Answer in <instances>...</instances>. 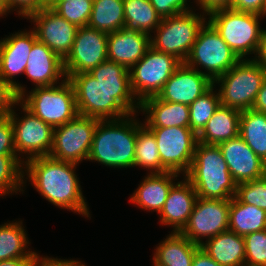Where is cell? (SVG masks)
<instances>
[{
	"label": "cell",
	"mask_w": 266,
	"mask_h": 266,
	"mask_svg": "<svg viewBox=\"0 0 266 266\" xmlns=\"http://www.w3.org/2000/svg\"><path fill=\"white\" fill-rule=\"evenodd\" d=\"M24 160L17 155H0V196L23 191L24 171L22 167Z\"/></svg>",
	"instance_id": "35"
},
{
	"label": "cell",
	"mask_w": 266,
	"mask_h": 266,
	"mask_svg": "<svg viewBox=\"0 0 266 266\" xmlns=\"http://www.w3.org/2000/svg\"><path fill=\"white\" fill-rule=\"evenodd\" d=\"M22 221L0 225V261L15 258H35L37 253L25 250L28 242Z\"/></svg>",
	"instance_id": "32"
},
{
	"label": "cell",
	"mask_w": 266,
	"mask_h": 266,
	"mask_svg": "<svg viewBox=\"0 0 266 266\" xmlns=\"http://www.w3.org/2000/svg\"><path fill=\"white\" fill-rule=\"evenodd\" d=\"M50 1H72V0H50Z\"/></svg>",
	"instance_id": "51"
},
{
	"label": "cell",
	"mask_w": 266,
	"mask_h": 266,
	"mask_svg": "<svg viewBox=\"0 0 266 266\" xmlns=\"http://www.w3.org/2000/svg\"><path fill=\"white\" fill-rule=\"evenodd\" d=\"M19 103L23 112H25L24 117L17 118L16 116L18 115L14 109L7 114L12 121L14 147L17 157H19L18 155L21 152L22 154L27 153L30 155L26 161L35 157L49 156L53 146L54 128L35 116L20 101Z\"/></svg>",
	"instance_id": "13"
},
{
	"label": "cell",
	"mask_w": 266,
	"mask_h": 266,
	"mask_svg": "<svg viewBox=\"0 0 266 266\" xmlns=\"http://www.w3.org/2000/svg\"><path fill=\"white\" fill-rule=\"evenodd\" d=\"M185 177L199 198L230 200L236 194L237 184L218 145L197 142L190 170Z\"/></svg>",
	"instance_id": "4"
},
{
	"label": "cell",
	"mask_w": 266,
	"mask_h": 266,
	"mask_svg": "<svg viewBox=\"0 0 266 266\" xmlns=\"http://www.w3.org/2000/svg\"><path fill=\"white\" fill-rule=\"evenodd\" d=\"M108 33L89 26L78 28L72 49L63 60L66 78L78 73H88L108 60Z\"/></svg>",
	"instance_id": "15"
},
{
	"label": "cell",
	"mask_w": 266,
	"mask_h": 266,
	"mask_svg": "<svg viewBox=\"0 0 266 266\" xmlns=\"http://www.w3.org/2000/svg\"><path fill=\"white\" fill-rule=\"evenodd\" d=\"M8 10H17L18 15L27 18L31 13L47 7L45 0H4Z\"/></svg>",
	"instance_id": "41"
},
{
	"label": "cell",
	"mask_w": 266,
	"mask_h": 266,
	"mask_svg": "<svg viewBox=\"0 0 266 266\" xmlns=\"http://www.w3.org/2000/svg\"><path fill=\"white\" fill-rule=\"evenodd\" d=\"M252 109L266 113V78L262 83L261 89L257 93Z\"/></svg>",
	"instance_id": "48"
},
{
	"label": "cell",
	"mask_w": 266,
	"mask_h": 266,
	"mask_svg": "<svg viewBox=\"0 0 266 266\" xmlns=\"http://www.w3.org/2000/svg\"><path fill=\"white\" fill-rule=\"evenodd\" d=\"M196 2L200 4L203 14L209 15L214 11L230 8L232 0H196Z\"/></svg>",
	"instance_id": "45"
},
{
	"label": "cell",
	"mask_w": 266,
	"mask_h": 266,
	"mask_svg": "<svg viewBox=\"0 0 266 266\" xmlns=\"http://www.w3.org/2000/svg\"><path fill=\"white\" fill-rule=\"evenodd\" d=\"M252 59H254L258 64H260L266 70V30L264 29L261 33L258 51L256 53L255 58Z\"/></svg>",
	"instance_id": "47"
},
{
	"label": "cell",
	"mask_w": 266,
	"mask_h": 266,
	"mask_svg": "<svg viewBox=\"0 0 266 266\" xmlns=\"http://www.w3.org/2000/svg\"><path fill=\"white\" fill-rule=\"evenodd\" d=\"M192 266H221L201 248L195 253Z\"/></svg>",
	"instance_id": "46"
},
{
	"label": "cell",
	"mask_w": 266,
	"mask_h": 266,
	"mask_svg": "<svg viewBox=\"0 0 266 266\" xmlns=\"http://www.w3.org/2000/svg\"><path fill=\"white\" fill-rule=\"evenodd\" d=\"M151 35L139 31H128L125 28L108 34V60L125 66L130 70L140 61L150 44Z\"/></svg>",
	"instance_id": "20"
},
{
	"label": "cell",
	"mask_w": 266,
	"mask_h": 266,
	"mask_svg": "<svg viewBox=\"0 0 266 266\" xmlns=\"http://www.w3.org/2000/svg\"><path fill=\"white\" fill-rule=\"evenodd\" d=\"M235 197L244 204H249L266 211V175L262 178L237 185Z\"/></svg>",
	"instance_id": "37"
},
{
	"label": "cell",
	"mask_w": 266,
	"mask_h": 266,
	"mask_svg": "<svg viewBox=\"0 0 266 266\" xmlns=\"http://www.w3.org/2000/svg\"><path fill=\"white\" fill-rule=\"evenodd\" d=\"M205 242L201 244V249L221 266L245 265V240L243 236L227 230Z\"/></svg>",
	"instance_id": "25"
},
{
	"label": "cell",
	"mask_w": 266,
	"mask_h": 266,
	"mask_svg": "<svg viewBox=\"0 0 266 266\" xmlns=\"http://www.w3.org/2000/svg\"><path fill=\"white\" fill-rule=\"evenodd\" d=\"M37 254L32 266H86L82 264L81 261L78 260H62V259H55V258H48V257H40ZM42 258V259H41Z\"/></svg>",
	"instance_id": "44"
},
{
	"label": "cell",
	"mask_w": 266,
	"mask_h": 266,
	"mask_svg": "<svg viewBox=\"0 0 266 266\" xmlns=\"http://www.w3.org/2000/svg\"><path fill=\"white\" fill-rule=\"evenodd\" d=\"M265 78L266 70L254 59H242L213 83H221V105L243 111L253 107Z\"/></svg>",
	"instance_id": "5"
},
{
	"label": "cell",
	"mask_w": 266,
	"mask_h": 266,
	"mask_svg": "<svg viewBox=\"0 0 266 266\" xmlns=\"http://www.w3.org/2000/svg\"><path fill=\"white\" fill-rule=\"evenodd\" d=\"M260 17L257 14L227 8L210 13L208 22L242 60L252 53L256 56L263 31L260 29Z\"/></svg>",
	"instance_id": "6"
},
{
	"label": "cell",
	"mask_w": 266,
	"mask_h": 266,
	"mask_svg": "<svg viewBox=\"0 0 266 266\" xmlns=\"http://www.w3.org/2000/svg\"><path fill=\"white\" fill-rule=\"evenodd\" d=\"M266 229V211L240 202L235 196L230 199L228 230L240 236Z\"/></svg>",
	"instance_id": "28"
},
{
	"label": "cell",
	"mask_w": 266,
	"mask_h": 266,
	"mask_svg": "<svg viewBox=\"0 0 266 266\" xmlns=\"http://www.w3.org/2000/svg\"><path fill=\"white\" fill-rule=\"evenodd\" d=\"M213 84L205 93L199 96L190 106V128L198 135L221 105L219 93L213 92Z\"/></svg>",
	"instance_id": "34"
},
{
	"label": "cell",
	"mask_w": 266,
	"mask_h": 266,
	"mask_svg": "<svg viewBox=\"0 0 266 266\" xmlns=\"http://www.w3.org/2000/svg\"><path fill=\"white\" fill-rule=\"evenodd\" d=\"M7 12L9 13L10 11L6 7L4 0H0V16L6 15Z\"/></svg>",
	"instance_id": "50"
},
{
	"label": "cell",
	"mask_w": 266,
	"mask_h": 266,
	"mask_svg": "<svg viewBox=\"0 0 266 266\" xmlns=\"http://www.w3.org/2000/svg\"><path fill=\"white\" fill-rule=\"evenodd\" d=\"M131 116L98 121L88 160L111 168L134 167L137 121Z\"/></svg>",
	"instance_id": "3"
},
{
	"label": "cell",
	"mask_w": 266,
	"mask_h": 266,
	"mask_svg": "<svg viewBox=\"0 0 266 266\" xmlns=\"http://www.w3.org/2000/svg\"><path fill=\"white\" fill-rule=\"evenodd\" d=\"M76 163L50 156L24 161V169L36 190L52 204L89 217L88 205L75 174Z\"/></svg>",
	"instance_id": "2"
},
{
	"label": "cell",
	"mask_w": 266,
	"mask_h": 266,
	"mask_svg": "<svg viewBox=\"0 0 266 266\" xmlns=\"http://www.w3.org/2000/svg\"><path fill=\"white\" fill-rule=\"evenodd\" d=\"M161 18H168L173 15L191 11L187 0H149Z\"/></svg>",
	"instance_id": "40"
},
{
	"label": "cell",
	"mask_w": 266,
	"mask_h": 266,
	"mask_svg": "<svg viewBox=\"0 0 266 266\" xmlns=\"http://www.w3.org/2000/svg\"><path fill=\"white\" fill-rule=\"evenodd\" d=\"M56 86L35 87L18 100L35 116L53 128L64 125L78 115L72 84L63 78Z\"/></svg>",
	"instance_id": "7"
},
{
	"label": "cell",
	"mask_w": 266,
	"mask_h": 266,
	"mask_svg": "<svg viewBox=\"0 0 266 266\" xmlns=\"http://www.w3.org/2000/svg\"><path fill=\"white\" fill-rule=\"evenodd\" d=\"M240 115V110L220 105L203 130L197 135L198 142L218 145L238 137Z\"/></svg>",
	"instance_id": "26"
},
{
	"label": "cell",
	"mask_w": 266,
	"mask_h": 266,
	"mask_svg": "<svg viewBox=\"0 0 266 266\" xmlns=\"http://www.w3.org/2000/svg\"><path fill=\"white\" fill-rule=\"evenodd\" d=\"M230 200L197 198L187 224L180 231L191 242L201 246L207 240L228 230Z\"/></svg>",
	"instance_id": "14"
},
{
	"label": "cell",
	"mask_w": 266,
	"mask_h": 266,
	"mask_svg": "<svg viewBox=\"0 0 266 266\" xmlns=\"http://www.w3.org/2000/svg\"><path fill=\"white\" fill-rule=\"evenodd\" d=\"M18 103L13 87L0 76V117L7 115Z\"/></svg>",
	"instance_id": "42"
},
{
	"label": "cell",
	"mask_w": 266,
	"mask_h": 266,
	"mask_svg": "<svg viewBox=\"0 0 266 266\" xmlns=\"http://www.w3.org/2000/svg\"><path fill=\"white\" fill-rule=\"evenodd\" d=\"M100 119L77 115L64 125L53 130L51 158L79 164L88 160L94 133Z\"/></svg>",
	"instance_id": "11"
},
{
	"label": "cell",
	"mask_w": 266,
	"mask_h": 266,
	"mask_svg": "<svg viewBox=\"0 0 266 266\" xmlns=\"http://www.w3.org/2000/svg\"><path fill=\"white\" fill-rule=\"evenodd\" d=\"M148 129L156 139L162 166L168 172L186 175L194 158L197 135L190 127Z\"/></svg>",
	"instance_id": "12"
},
{
	"label": "cell",
	"mask_w": 266,
	"mask_h": 266,
	"mask_svg": "<svg viewBox=\"0 0 266 266\" xmlns=\"http://www.w3.org/2000/svg\"><path fill=\"white\" fill-rule=\"evenodd\" d=\"M36 41L34 29L29 32H15L0 41V76L13 87L18 99L26 95V91L12 78L25 72L31 48Z\"/></svg>",
	"instance_id": "17"
},
{
	"label": "cell",
	"mask_w": 266,
	"mask_h": 266,
	"mask_svg": "<svg viewBox=\"0 0 266 266\" xmlns=\"http://www.w3.org/2000/svg\"><path fill=\"white\" fill-rule=\"evenodd\" d=\"M87 26L108 34L125 28L123 0H93Z\"/></svg>",
	"instance_id": "30"
},
{
	"label": "cell",
	"mask_w": 266,
	"mask_h": 266,
	"mask_svg": "<svg viewBox=\"0 0 266 266\" xmlns=\"http://www.w3.org/2000/svg\"><path fill=\"white\" fill-rule=\"evenodd\" d=\"M24 74L35 87L52 86L59 78L66 77L63 60L38 40L33 44Z\"/></svg>",
	"instance_id": "22"
},
{
	"label": "cell",
	"mask_w": 266,
	"mask_h": 266,
	"mask_svg": "<svg viewBox=\"0 0 266 266\" xmlns=\"http://www.w3.org/2000/svg\"><path fill=\"white\" fill-rule=\"evenodd\" d=\"M178 175L180 174L174 172L148 173L147 177L131 196L130 201L142 209L155 210L160 213L169 191L175 183L173 180Z\"/></svg>",
	"instance_id": "24"
},
{
	"label": "cell",
	"mask_w": 266,
	"mask_h": 266,
	"mask_svg": "<svg viewBox=\"0 0 266 266\" xmlns=\"http://www.w3.org/2000/svg\"><path fill=\"white\" fill-rule=\"evenodd\" d=\"M0 155H17L14 147V136L11 118L0 117Z\"/></svg>",
	"instance_id": "39"
},
{
	"label": "cell",
	"mask_w": 266,
	"mask_h": 266,
	"mask_svg": "<svg viewBox=\"0 0 266 266\" xmlns=\"http://www.w3.org/2000/svg\"><path fill=\"white\" fill-rule=\"evenodd\" d=\"M218 147L237 185L266 175V163L254 153L240 136L221 142Z\"/></svg>",
	"instance_id": "19"
},
{
	"label": "cell",
	"mask_w": 266,
	"mask_h": 266,
	"mask_svg": "<svg viewBox=\"0 0 266 266\" xmlns=\"http://www.w3.org/2000/svg\"><path fill=\"white\" fill-rule=\"evenodd\" d=\"M125 29L128 31H139L147 33L156 29L161 17L149 0H123Z\"/></svg>",
	"instance_id": "31"
},
{
	"label": "cell",
	"mask_w": 266,
	"mask_h": 266,
	"mask_svg": "<svg viewBox=\"0 0 266 266\" xmlns=\"http://www.w3.org/2000/svg\"><path fill=\"white\" fill-rule=\"evenodd\" d=\"M213 81L206 72L181 63L162 90L157 94L160 100L181 103L190 106L199 96L205 93Z\"/></svg>",
	"instance_id": "18"
},
{
	"label": "cell",
	"mask_w": 266,
	"mask_h": 266,
	"mask_svg": "<svg viewBox=\"0 0 266 266\" xmlns=\"http://www.w3.org/2000/svg\"><path fill=\"white\" fill-rule=\"evenodd\" d=\"M200 245L191 242L180 232H172L157 246L154 266H192L195 253Z\"/></svg>",
	"instance_id": "27"
},
{
	"label": "cell",
	"mask_w": 266,
	"mask_h": 266,
	"mask_svg": "<svg viewBox=\"0 0 266 266\" xmlns=\"http://www.w3.org/2000/svg\"><path fill=\"white\" fill-rule=\"evenodd\" d=\"M239 136L266 163V113L252 108L241 111Z\"/></svg>",
	"instance_id": "29"
},
{
	"label": "cell",
	"mask_w": 266,
	"mask_h": 266,
	"mask_svg": "<svg viewBox=\"0 0 266 266\" xmlns=\"http://www.w3.org/2000/svg\"><path fill=\"white\" fill-rule=\"evenodd\" d=\"M245 265L266 266V229L244 236Z\"/></svg>",
	"instance_id": "38"
},
{
	"label": "cell",
	"mask_w": 266,
	"mask_h": 266,
	"mask_svg": "<svg viewBox=\"0 0 266 266\" xmlns=\"http://www.w3.org/2000/svg\"><path fill=\"white\" fill-rule=\"evenodd\" d=\"M239 60L215 28L206 21L200 28L184 63L194 69L202 66L207 71L206 75L214 81L230 70Z\"/></svg>",
	"instance_id": "9"
},
{
	"label": "cell",
	"mask_w": 266,
	"mask_h": 266,
	"mask_svg": "<svg viewBox=\"0 0 266 266\" xmlns=\"http://www.w3.org/2000/svg\"><path fill=\"white\" fill-rule=\"evenodd\" d=\"M171 187L163 209L159 214L160 222L171 225L174 232H180L187 224L198 198L191 182L184 177Z\"/></svg>",
	"instance_id": "21"
},
{
	"label": "cell",
	"mask_w": 266,
	"mask_h": 266,
	"mask_svg": "<svg viewBox=\"0 0 266 266\" xmlns=\"http://www.w3.org/2000/svg\"><path fill=\"white\" fill-rule=\"evenodd\" d=\"M230 8L263 17L266 15V0H232Z\"/></svg>",
	"instance_id": "43"
},
{
	"label": "cell",
	"mask_w": 266,
	"mask_h": 266,
	"mask_svg": "<svg viewBox=\"0 0 266 266\" xmlns=\"http://www.w3.org/2000/svg\"><path fill=\"white\" fill-rule=\"evenodd\" d=\"M140 110L146 112L147 128L190 127L189 106L160 100L157 96L144 99Z\"/></svg>",
	"instance_id": "23"
},
{
	"label": "cell",
	"mask_w": 266,
	"mask_h": 266,
	"mask_svg": "<svg viewBox=\"0 0 266 266\" xmlns=\"http://www.w3.org/2000/svg\"><path fill=\"white\" fill-rule=\"evenodd\" d=\"M141 166L150 173L168 172L161 164L160 154L154 134L142 123H137L134 167Z\"/></svg>",
	"instance_id": "33"
},
{
	"label": "cell",
	"mask_w": 266,
	"mask_h": 266,
	"mask_svg": "<svg viewBox=\"0 0 266 266\" xmlns=\"http://www.w3.org/2000/svg\"><path fill=\"white\" fill-rule=\"evenodd\" d=\"M27 19L35 23L37 40L64 60L72 49L78 27L48 6L31 13Z\"/></svg>",
	"instance_id": "16"
},
{
	"label": "cell",
	"mask_w": 266,
	"mask_h": 266,
	"mask_svg": "<svg viewBox=\"0 0 266 266\" xmlns=\"http://www.w3.org/2000/svg\"><path fill=\"white\" fill-rule=\"evenodd\" d=\"M35 258H15L0 261V266H32Z\"/></svg>",
	"instance_id": "49"
},
{
	"label": "cell",
	"mask_w": 266,
	"mask_h": 266,
	"mask_svg": "<svg viewBox=\"0 0 266 266\" xmlns=\"http://www.w3.org/2000/svg\"><path fill=\"white\" fill-rule=\"evenodd\" d=\"M203 16L188 11L162 18L154 31L156 32L155 36L150 38L151 47L173 55L181 63H184L196 41L200 28L206 22V18Z\"/></svg>",
	"instance_id": "8"
},
{
	"label": "cell",
	"mask_w": 266,
	"mask_h": 266,
	"mask_svg": "<svg viewBox=\"0 0 266 266\" xmlns=\"http://www.w3.org/2000/svg\"><path fill=\"white\" fill-rule=\"evenodd\" d=\"M47 6L68 22L81 28L89 22L93 0L49 1Z\"/></svg>",
	"instance_id": "36"
},
{
	"label": "cell",
	"mask_w": 266,
	"mask_h": 266,
	"mask_svg": "<svg viewBox=\"0 0 266 266\" xmlns=\"http://www.w3.org/2000/svg\"><path fill=\"white\" fill-rule=\"evenodd\" d=\"M67 79L73 86L79 115L121 119L140 109L131 90L129 70L116 62L106 60L88 73Z\"/></svg>",
	"instance_id": "1"
},
{
	"label": "cell",
	"mask_w": 266,
	"mask_h": 266,
	"mask_svg": "<svg viewBox=\"0 0 266 266\" xmlns=\"http://www.w3.org/2000/svg\"><path fill=\"white\" fill-rule=\"evenodd\" d=\"M181 62L173 55L149 47L130 70V86L136 100L157 96ZM138 96V97H137Z\"/></svg>",
	"instance_id": "10"
}]
</instances>
